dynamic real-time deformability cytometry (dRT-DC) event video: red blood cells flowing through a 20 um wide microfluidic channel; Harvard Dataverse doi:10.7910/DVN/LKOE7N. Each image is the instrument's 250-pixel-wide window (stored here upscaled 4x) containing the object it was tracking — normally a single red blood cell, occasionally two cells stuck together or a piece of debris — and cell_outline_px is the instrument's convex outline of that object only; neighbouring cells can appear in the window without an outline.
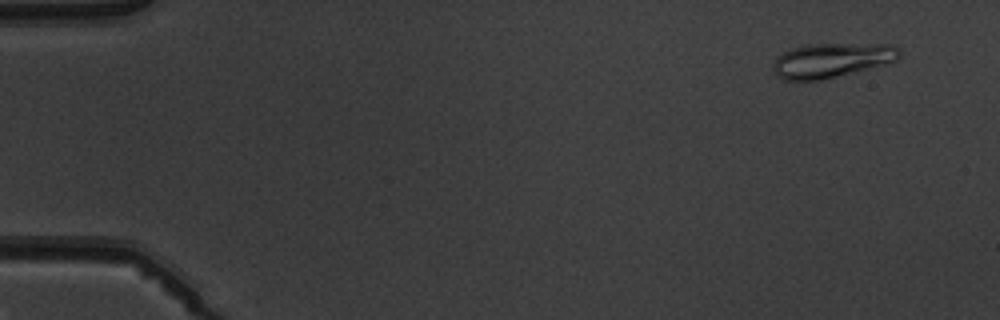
{"species": "common noctule bat (a hibernating species)", "species_latin": "Nyctalus noctula", "temperature_condition": "warm", "stored_images_in_passage": 6, "camera_frame_rate_fps": 3000, "um_per_image_px": 0.085, "animal": {"sex": "male", "body_mass_g": 19.5, "forearm_length_mm": 54.6}, "frame": {"image": 1, "passage_image": 2, "time_ms": 1.0, "image_size_px": [1000, 320], "cell_outline_px": [[900, 56], [896, 60], [868, 68], [820, 80], [784, 80], [776, 76], [772, 68], [772, 64], [776, 56], [792, 48], [804, 44], [892, 44], [900, 52]], "centroid_in_image_um": [70.61, 5.11], "position_along_channel_um": 14.4, "area_um2": 25.2}}